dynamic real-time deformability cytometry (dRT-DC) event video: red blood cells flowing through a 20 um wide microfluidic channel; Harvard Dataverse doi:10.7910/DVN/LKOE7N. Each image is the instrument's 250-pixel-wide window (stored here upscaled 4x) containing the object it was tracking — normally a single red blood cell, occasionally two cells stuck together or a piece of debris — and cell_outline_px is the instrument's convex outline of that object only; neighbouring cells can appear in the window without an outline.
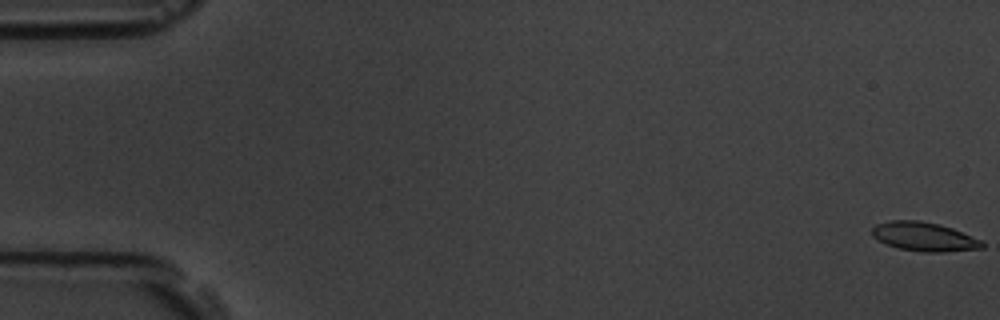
{"species": "common noctule bat (a hibernating species)", "species_latin": "Nyctalus noctula", "temperature_condition": "room temperature", "stored_images_in_passage": 17, "camera_frame_rate_fps": 3000, "um_per_image_px": 0.085, "animal": {"sex": "male", "body_mass_g": 19.5, "forearm_length_mm": 54.6}, "frame": {"image": 1, "passage_image": 1, "time_ms": 0.0, "image_size_px": [1000, 320], "cell_outline_px": [[984, 248], [944, 252], [924, 252], [900, 248], [888, 244], [872, 236], [872, 228], [876, 224], [892, 220], [920, 220], [940, 224], [952, 228], [980, 240], [984, 244]], "centroid_in_image_um": [78.55, 20.11], "position_along_channel_um": 6.4, "area_um2": 18.38}}
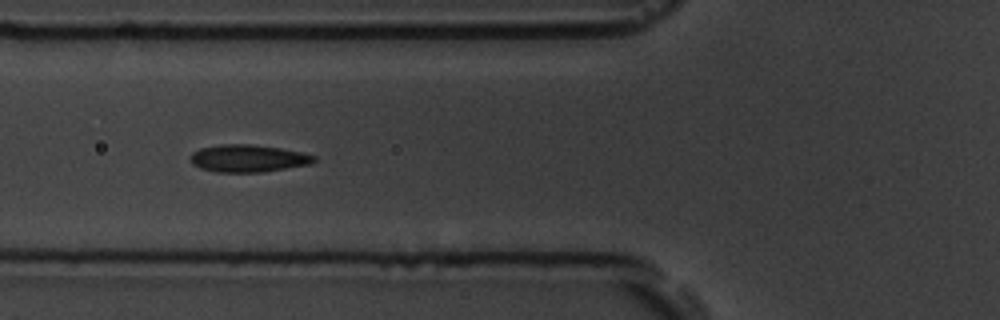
{"frame": {"image": 2, "passage_image": 7, "time_ms": 7.0, "image_size_px": [1000, 320], "cell_outline_px": [[316, 160], [312, 164], [260, 172], [216, 172], [200, 168], [192, 164], [188, 156], [192, 152], [200, 148], [220, 144], [248, 144], [280, 148], [300, 152], [316, 156]], "centroid_in_image_um": [21.05, 13.46], "position_along_channel_um": 104.8, "area_um2": 19.77}}
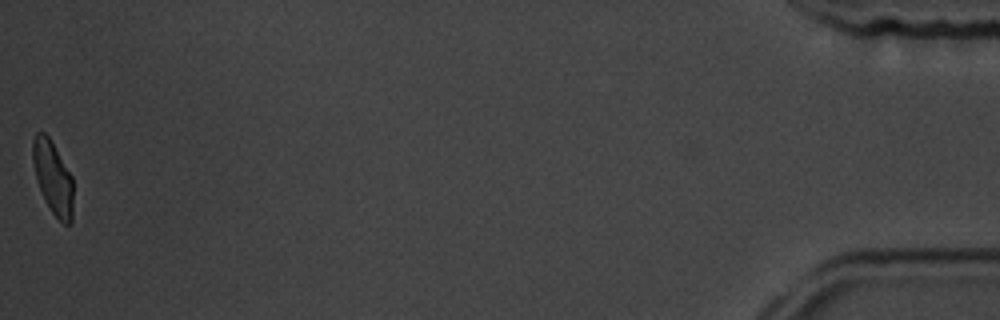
{"frame": {"image": 3, "passage_image": 17, "time_ms": 18.667, "image_size_px": [1000, 320], "cell_outline_px": [[72, 224], [64, 224], [52, 212], [44, 200], [36, 180], [32, 160], [32, 140], [36, 132], [44, 132], [48, 136], [72, 176]], "centroid_in_image_um": [4.47, 15.09], "position_along_channel_um": 430.7, "area_um2": 17.17}, "authors_computed_cell_mechanics": {"area_um2": 18.7272, "velocity_mm_per_s": 3.6414, "shape_relaxation_time_tau1_ms": 6.4479, "shape_relaxation_time_tau2_ms": 1.4134, "deformation_change_tau1": 0.1406, "deformation_change_tau2": 0.0385}}